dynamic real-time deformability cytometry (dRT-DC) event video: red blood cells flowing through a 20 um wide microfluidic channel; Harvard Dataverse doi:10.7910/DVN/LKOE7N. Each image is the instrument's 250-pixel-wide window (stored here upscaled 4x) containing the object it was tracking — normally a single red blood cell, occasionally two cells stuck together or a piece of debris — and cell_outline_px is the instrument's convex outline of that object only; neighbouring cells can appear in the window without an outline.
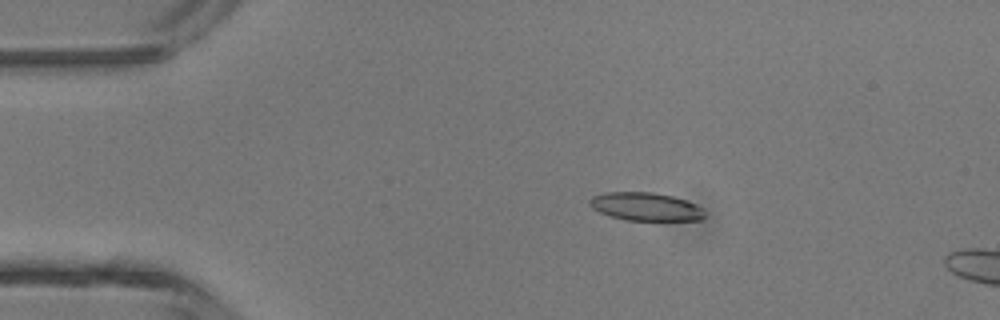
{"species": "common noctule bat (a hibernating species)", "species_latin": "Nyctalus noctula", "temperature_condition": "room temperature", "stored_images_in_passage": 4, "camera_frame_rate_fps": 3000, "um_per_image_px": 0.085, "animal": {"sex": "male", "body_mass_g": 13.3}, "frame": {"image": 1, "passage_image": 3, "time_ms": 0.667, "image_size_px": [1000, 320], "cell_outline_px": [[704, 216], [700, 220], [624, 220], [600, 212], [592, 208], [588, 204], [588, 200], [592, 196], [604, 192], [652, 192], [672, 196], [696, 204], [704, 212]], "centroid_in_image_um": [54.83, 17.56], "position_along_channel_um": 30.2, "area_um2": 18.79}}